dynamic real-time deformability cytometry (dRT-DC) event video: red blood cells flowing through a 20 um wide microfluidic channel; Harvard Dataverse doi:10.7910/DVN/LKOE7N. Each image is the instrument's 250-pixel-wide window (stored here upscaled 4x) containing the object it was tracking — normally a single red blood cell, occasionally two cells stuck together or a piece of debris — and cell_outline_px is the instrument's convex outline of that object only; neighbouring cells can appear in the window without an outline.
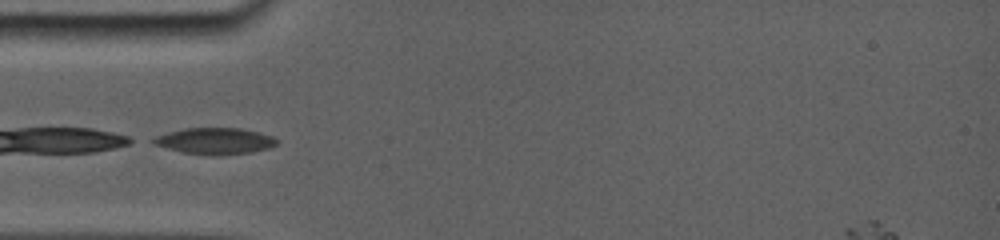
{"species": "common noctule bat (a hibernating species)", "species_latin": "Nyctalus noctula", "temperature_condition": "room temperature", "stored_images_in_passage": 53, "camera_frame_rate_fps": 5000, "um_per_image_px": 0.085, "animal": {"sex": "female", "body_mass_g": 19.0, "forearm_length_mm": 56.7}, "frame": {"image": 1, "passage_image": 1, "time_ms": 0.0, "image_size_px": [1000, 240], "cell_outline_px": [[276, 144], [268, 148], [248, 152], [184, 152], [156, 144], [148, 140], [156, 136], [188, 128], [236, 128], [256, 132], [268, 136], [276, 140]], "centroid_in_image_um": [18.23, 11.93], "position_along_channel_um": 66.8, "area_um2": 17.28}}